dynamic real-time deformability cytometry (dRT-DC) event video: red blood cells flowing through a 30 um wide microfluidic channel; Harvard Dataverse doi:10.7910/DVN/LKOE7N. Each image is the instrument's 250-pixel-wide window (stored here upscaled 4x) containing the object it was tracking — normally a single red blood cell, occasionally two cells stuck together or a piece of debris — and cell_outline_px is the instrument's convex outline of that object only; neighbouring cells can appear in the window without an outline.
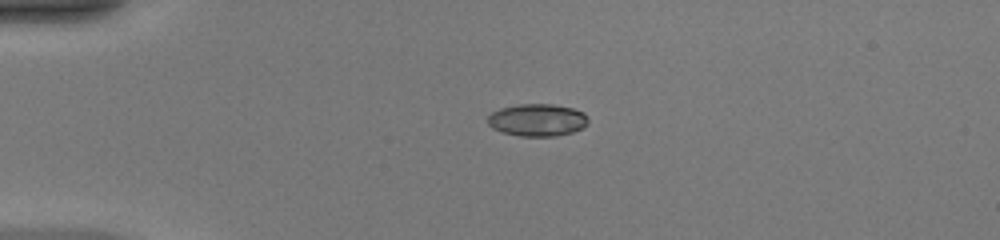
{"species": "common noctule bat (a hibernating species)", "species_latin": "Nyctalus noctula", "temperature_condition": "warm", "stored_images_in_passage": 38, "camera_frame_rate_fps": 3000, "um_per_image_px": 0.085, "animal": {"sex": "female", "body_mass_g": 20.0, "forearm_length_mm": 54.0}, "frame": {"image": 1, "passage_image": 1, "time_ms": 0.0, "image_size_px": [1000, 240], "cell_outline_px": [[588, 124], [584, 128], [572, 132], [556, 136], [520, 136], [504, 132], [492, 128], [488, 124], [488, 116], [492, 112], [500, 108], [520, 104], [552, 104], [572, 108], [584, 112], [588, 116]], "centroid_in_image_um": [45.71, 10.2], "position_along_channel_um": 39.3, "area_um2": 19.02}}
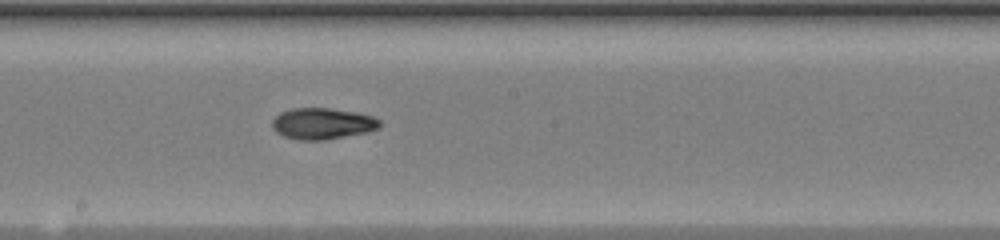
{"frame": {"image": 2, "passage_image": 17, "time_ms": 5.333, "image_size_px": [1000, 240], "cell_outline_px": [[380, 128], [368, 132], [324, 140], [300, 140], [284, 136], [276, 132], [272, 128], [272, 120], [280, 112], [292, 108], [328, 108], [356, 112], [372, 116], [380, 120]], "centroid_in_image_um": [27.4, 10.5], "position_along_channel_um": 220.8, "area_um2": 19.65}}
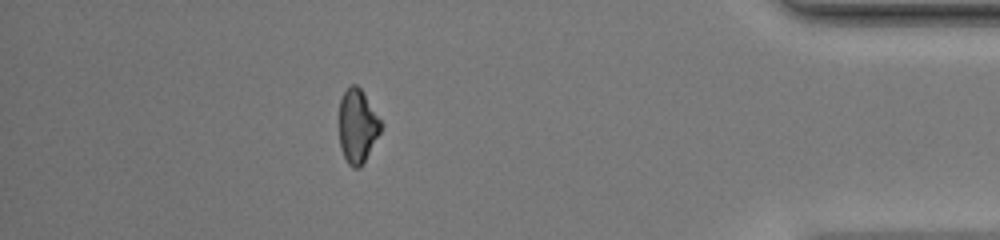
{"frame": {"image": 3, "passage_image": 33, "time_ms": 10.667, "image_size_px": [1000, 240], "cell_outline_px": [[384, 124], [364, 164], [360, 168], [352, 168], [348, 164], [340, 148], [340, 100], [344, 92], [352, 84], [356, 84], [360, 88]], "centroid_in_image_um": [30.4, 10.75], "position_along_channel_um": 404.8, "area_um2": 17.98}, "authors_computed_cell_mechanics": {"area_um2": 19.0162, "velocity_mm_per_s": 4.1985, "shape_relaxation_time_tau1_ms": 10.0596, "shape_relaxation_time_tau2_ms": 3.8002, "deformation_change_tau1": 0.2667, "deformation_change_tau2": 0.0838}}